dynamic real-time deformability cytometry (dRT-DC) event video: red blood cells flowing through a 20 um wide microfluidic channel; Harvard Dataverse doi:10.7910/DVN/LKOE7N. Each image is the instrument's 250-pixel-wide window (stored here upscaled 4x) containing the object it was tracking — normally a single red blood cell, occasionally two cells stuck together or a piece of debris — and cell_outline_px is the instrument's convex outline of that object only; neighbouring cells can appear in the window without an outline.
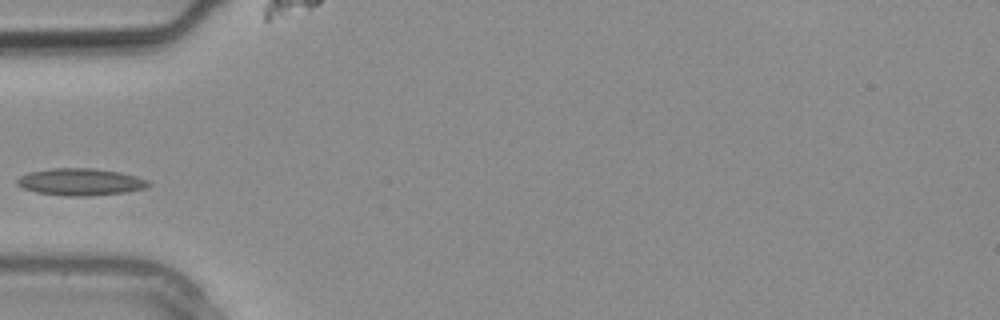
{"species": "common noctule bat (a hibernating species)", "species_latin": "Nyctalus noctula", "temperature_condition": "warm", "stored_images_in_passage": 4, "camera_frame_rate_fps": 3000, "um_per_image_px": 0.085, "animal": {"sex": "male", "body_mass_g": 20.4}, "frame": {"image": 1, "passage_image": 1, "time_ms": 0.0, "image_size_px": [1000, 320], "cell_outline_px": [[152, 184], [148, 188], [124, 192], [88, 196], [68, 196], [36, 192], [24, 188], [16, 184], [16, 180], [20, 176], [28, 172], [52, 168], [96, 168], [120, 172], [136, 176], [148, 180]], "centroid_in_image_um": [6.86, 15.45], "position_along_channel_um": 78.1, "area_um2": 20.81}}
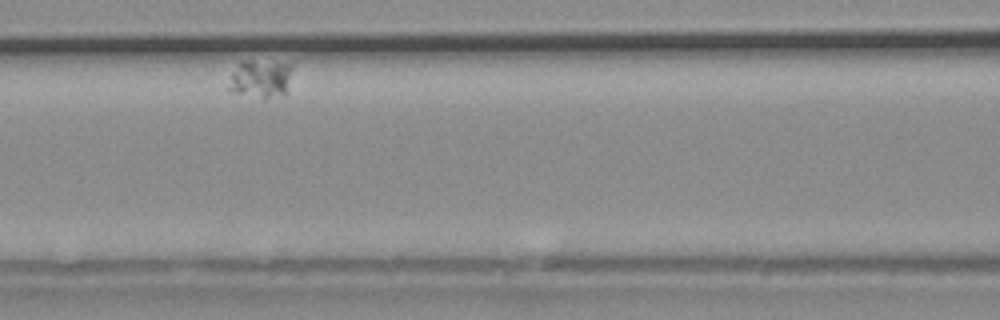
{"frame": {"image": 2, "passage_image": 3, "time_ms": 0.667, "image_size_px": [1000, 320], "cell_outline_px": [[292, 64], [288, 92], [264, 100], [228, 92], [228, 88], [232, 72], [240, 60], [252, 60]], "centroid_in_image_um": [22.12, 6.72], "position_along_channel_um": 144.5, "area_um2": 14.62}}